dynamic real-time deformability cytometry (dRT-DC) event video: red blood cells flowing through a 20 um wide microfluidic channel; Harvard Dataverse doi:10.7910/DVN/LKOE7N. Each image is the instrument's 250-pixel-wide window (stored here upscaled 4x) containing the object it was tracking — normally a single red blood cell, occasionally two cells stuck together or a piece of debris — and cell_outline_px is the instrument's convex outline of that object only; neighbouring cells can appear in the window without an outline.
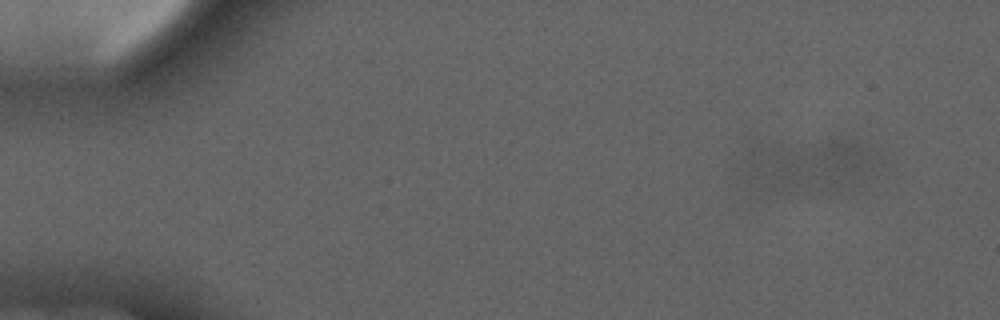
{"species": "common noctule bat (a hibernating species)", "species_latin": "Nyctalus noctula", "temperature_condition": "cold", "stored_images_in_passage": 5, "camera_frame_rate_fps": 3000, "um_per_image_px": 0.085, "animal": {"sex": "male", "forearm_length_mm": 52.5}, "frame": {"image": 1, "passage_image": 2, "time_ms": 1.333, "image_size_px": [1000, 320], "cell_outline_px": [[800, 176], [784, 192], [760, 188], [748, 180], [744, 176], [748, 148], [784, 156], [796, 160], [800, 168]], "centroid_in_image_um": [65.53, 14.49], "position_along_channel_um": 19.5, "area_um2": 12.66}}